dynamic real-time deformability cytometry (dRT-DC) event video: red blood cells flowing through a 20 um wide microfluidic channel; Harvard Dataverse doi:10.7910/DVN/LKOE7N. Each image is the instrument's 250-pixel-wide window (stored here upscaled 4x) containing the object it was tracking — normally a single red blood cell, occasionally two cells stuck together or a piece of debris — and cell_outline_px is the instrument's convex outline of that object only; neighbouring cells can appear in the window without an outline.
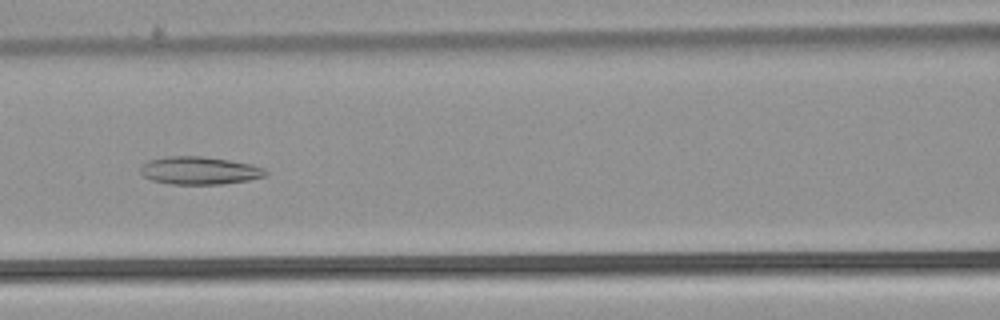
{"species": "common noctule bat (a hibernating species)", "species_latin": "Nyctalus noctula", "temperature_condition": "warm", "stored_images_in_passage": 53, "camera_frame_rate_fps": 3000, "um_per_image_px": 0.085, "animal": {"sex": "male", "body_mass_g": 21.5, "forearm_length_mm": 52.0}, "frame": {"image": 1, "passage_image": 24, "time_ms": 7.667, "image_size_px": [1000, 320], "cell_outline_px": [[268, 172], [264, 176], [248, 180], [224, 184], [172, 184], [152, 180], [144, 176], [140, 172], [140, 168], [148, 160], [164, 156], [200, 156], [228, 160], [252, 164], [264, 168]], "centroid_in_image_um": [16.95, 14.49], "position_along_channel_um": 149.7, "area_um2": 20.23}}
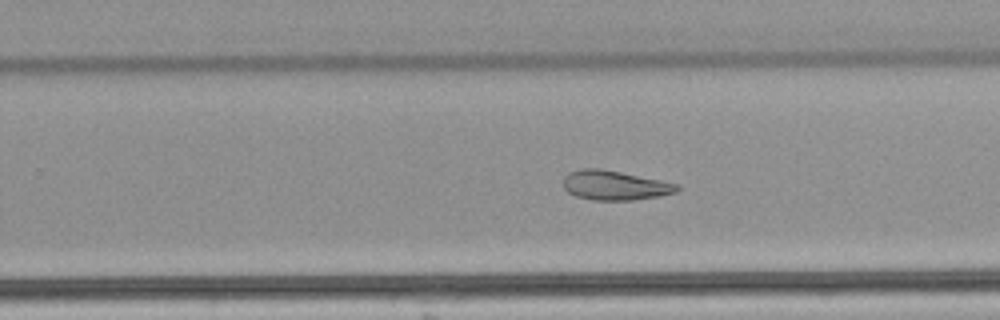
{"frame": {"image": 2, "passage_image": 34, "time_ms": 11.0, "image_size_px": [1000, 320], "cell_outline_px": [[680, 188], [676, 192], [660, 196], [636, 200], [592, 200], [576, 196], [568, 192], [564, 188], [564, 176], [568, 172], [580, 168], [600, 168], [680, 184]], "centroid_in_image_um": [52.25, 15.75], "position_along_channel_um": 277.5, "area_um2": 19.65}}
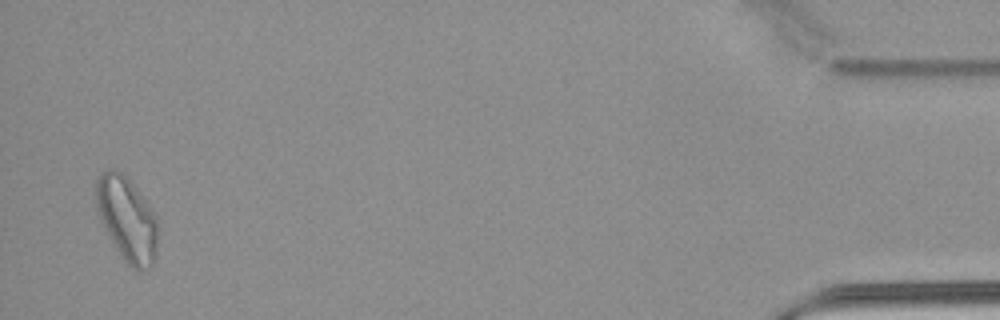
{"frame": {"image": 3, "passage_image": 52, "time_ms": 17.0, "image_size_px": [1000, 320], "cell_outline_px": [[156, 256], [152, 264], [148, 268], [140, 272], [132, 268], [124, 260], [116, 248], [104, 228], [100, 220], [96, 204], [96, 180], [100, 172], [108, 168], [112, 168], [120, 172], [136, 188], [148, 204], [156, 216]], "centroid_in_image_um": [10.77, 18.62], "position_along_channel_um": 424.4, "area_um2": 30.06}}